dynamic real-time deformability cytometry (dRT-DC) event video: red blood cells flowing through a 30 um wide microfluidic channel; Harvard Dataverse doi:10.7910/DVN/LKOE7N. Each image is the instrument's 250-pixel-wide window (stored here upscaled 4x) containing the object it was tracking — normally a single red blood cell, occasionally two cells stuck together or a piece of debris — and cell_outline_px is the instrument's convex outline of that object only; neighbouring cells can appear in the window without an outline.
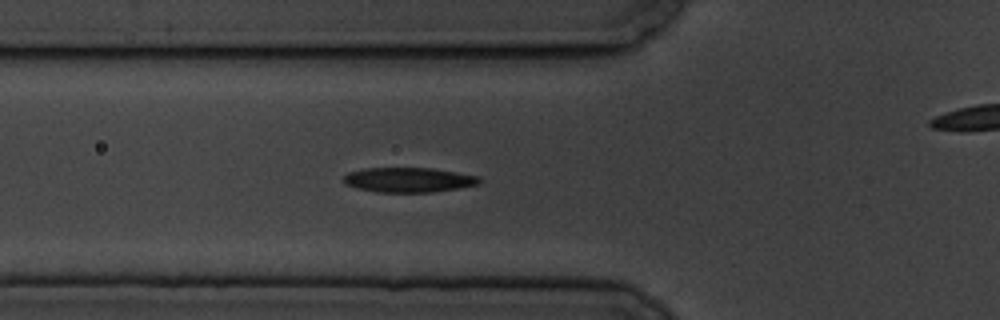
{"species": "common noctule bat (a hibernating species)", "species_latin": "Nyctalus noctula", "temperature_condition": "cold", "stored_images_in_passage": 6, "segment_of_instrument_passage": [1, 2], "camera_frame_rate_fps": 3000, "um_per_image_px": 0.085, "animal": {"sex": "male", "body_mass_g": 19.5, "forearm_length_mm": 54.6}, "frame": {"image": 1, "passage_image": 5, "time_ms": 4.667, "image_size_px": [1000, 320], "cell_outline_px": [[484, 180], [480, 184], [432, 192], [376, 192], [356, 188], [344, 184], [340, 180], [348, 172], [364, 168], [432, 168], [480, 176]], "centroid_in_image_um": [34.71, 15.28], "position_along_channel_um": 91.1, "area_um2": 19.83}}